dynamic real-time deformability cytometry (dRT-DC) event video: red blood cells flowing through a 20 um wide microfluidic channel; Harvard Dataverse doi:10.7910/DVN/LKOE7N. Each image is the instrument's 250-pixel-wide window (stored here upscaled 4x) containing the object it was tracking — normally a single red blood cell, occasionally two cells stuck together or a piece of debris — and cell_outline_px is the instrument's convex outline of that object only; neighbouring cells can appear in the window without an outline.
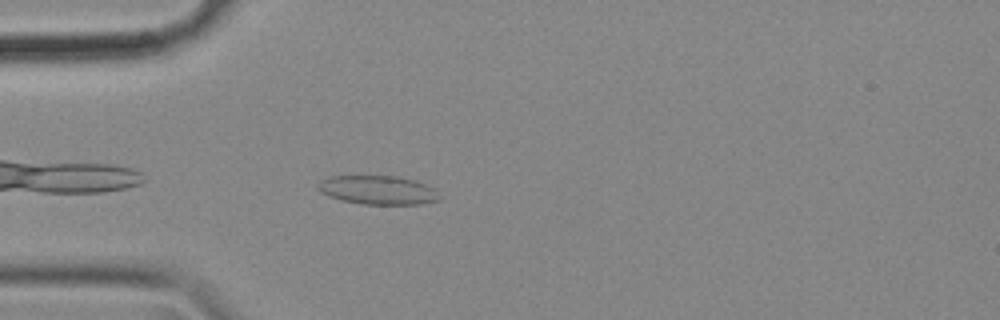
{"species": "common noctule bat (a hibernating species)", "species_latin": "Nyctalus noctula", "temperature_condition": "cold", "stored_images_in_passage": 43, "camera_frame_rate_fps": 3000, "um_per_image_px": 0.085, "animal": {"sex": "female", "body_mass_g": 18.4}, "frame": {"image": 1, "passage_image": 3, "time_ms": 0.667, "image_size_px": [1000, 320], "cell_outline_px": [[440, 200], [420, 204], [360, 204], [328, 196], [320, 192], [316, 188], [316, 184], [320, 180], [328, 176], [396, 176], [416, 180], [432, 188], [440, 196]], "centroid_in_image_um": [32.07, 16.15], "position_along_channel_um": 52.9, "area_um2": 20.46}}
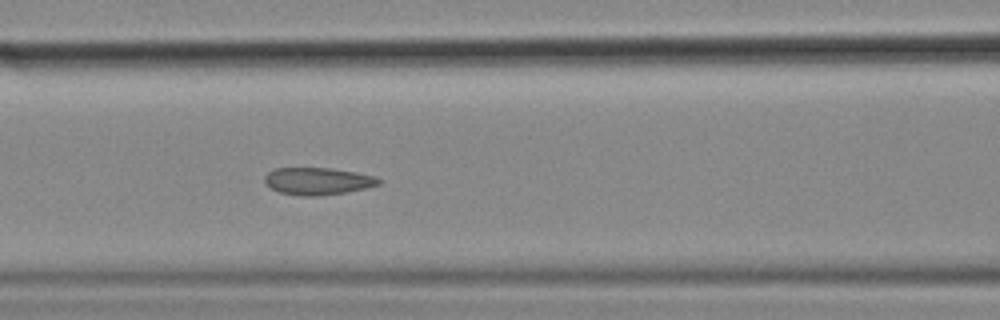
{"frame": {"image": 2, "passage_image": 11, "time_ms": 3.333, "image_size_px": [1000, 320], "cell_outline_px": [[380, 184], [368, 188], [348, 192], [320, 196], [300, 196], [280, 192], [272, 188], [264, 180], [264, 176], [272, 168], [332, 168], [356, 172], [376, 176], [380, 180]], "centroid_in_image_um": [27.04, 15.4], "position_along_channel_um": 139.6, "area_um2": 18.26}}
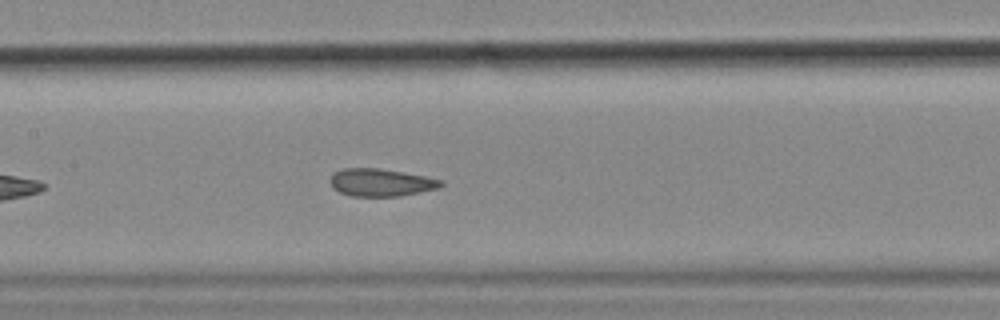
{"frame": {"image": 3, "passage_image": 14, "time_ms": 4.333, "image_size_px": [1000, 320], "cell_outline_px": [[444, 184], [440, 188], [400, 196], [352, 196], [340, 192], [332, 188], [328, 180], [332, 172], [340, 168], [380, 168], [404, 172], [444, 180]], "centroid_in_image_um": [32.35, 15.5], "position_along_channel_um": 175.1, "area_um2": 18.15}, "authors_computed_cell_mechanics": {"area_um2": 18.1492, "velocity_mm_per_s": 3.5564, "shape_relaxation_time_tau1_ms": null, "shape_relaxation_time_tau2_ms": 2.3489, "deformation_change_tau1": null, "deformation_change_tau2": 0.0658}}